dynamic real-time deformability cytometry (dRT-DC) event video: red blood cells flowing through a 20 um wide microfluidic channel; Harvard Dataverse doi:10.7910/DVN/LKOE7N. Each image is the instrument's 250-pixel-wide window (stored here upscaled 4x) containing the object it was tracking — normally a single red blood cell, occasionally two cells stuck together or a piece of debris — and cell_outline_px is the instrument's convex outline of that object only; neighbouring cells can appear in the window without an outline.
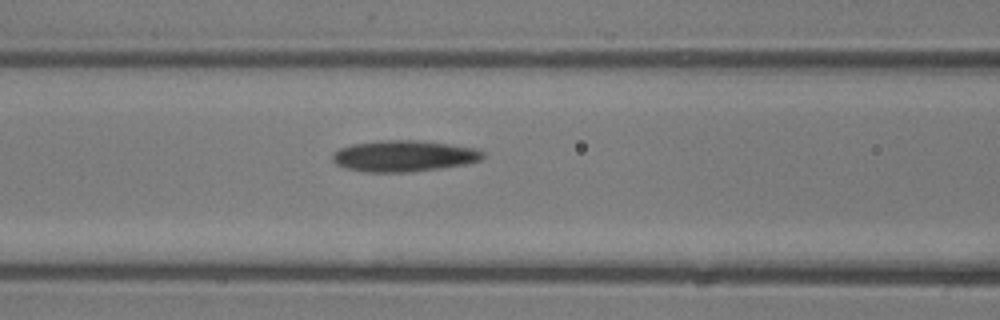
{"species": "common noctule bat (a hibernating species)", "species_latin": "Nyctalus noctula", "temperature_condition": "room temperature", "stored_images_in_passage": 10, "camera_frame_rate_fps": 3000, "um_per_image_px": 0.085, "animal": {"sex": "male", "body_mass_g": 13.3}, "frame": {"image": 1, "passage_image": 6, "time_ms": 1.667, "image_size_px": [1000, 320], "cell_outline_px": [[484, 156], [480, 160], [468, 164], [440, 168], [404, 172], [368, 172], [348, 168], [336, 164], [332, 160], [332, 152], [340, 148], [352, 144], [380, 140], [420, 140], [476, 148], [484, 152]], "centroid_in_image_um": [34.33, 13.25], "position_along_channel_um": 132.3, "area_um2": 27.34}}
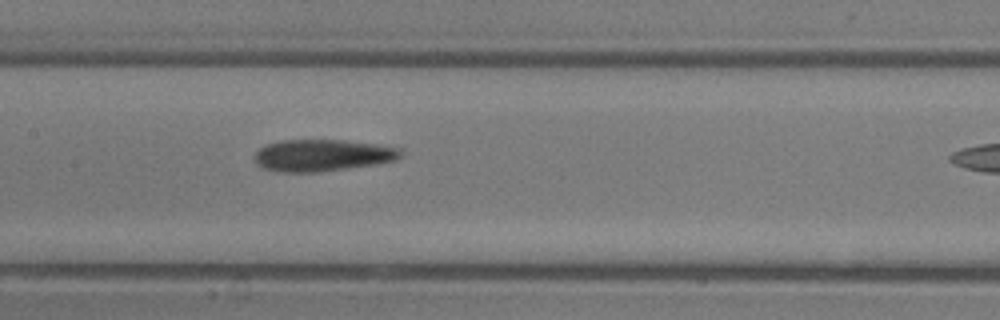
{"frame": {"image": 2, "passage_image": 9, "time_ms": 2.667, "image_size_px": [1000, 320], "cell_outline_px": [[400, 156], [396, 160], [376, 164], [348, 168], [316, 172], [284, 172], [264, 168], [256, 164], [256, 152], [260, 148], [268, 144], [280, 140], [340, 140], [372, 144], [400, 148]], "centroid_in_image_um": [27.38, 13.2], "position_along_channel_um": 180.0, "area_um2": 26.65}}